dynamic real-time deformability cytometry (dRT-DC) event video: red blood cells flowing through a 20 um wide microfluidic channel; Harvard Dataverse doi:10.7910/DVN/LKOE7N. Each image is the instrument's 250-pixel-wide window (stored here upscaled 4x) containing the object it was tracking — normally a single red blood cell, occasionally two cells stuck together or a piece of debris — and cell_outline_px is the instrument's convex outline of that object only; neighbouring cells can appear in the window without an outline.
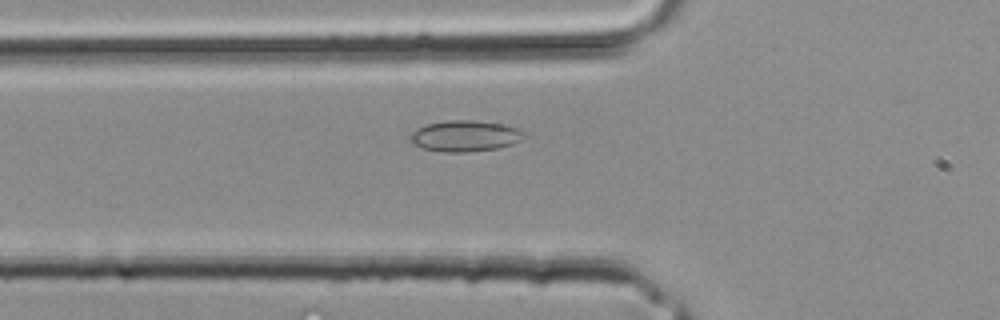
{"species": "common noctule bat (a hibernating species)", "species_latin": "Nyctalus noctula", "temperature_condition": "room temperature", "stored_images_in_passage": 4, "camera_frame_rate_fps": 3000, "um_per_image_px": 0.085, "animal": {"sex": "male", "body_mass_g": 20.4}, "frame": {"image": 1, "passage_image": 4, "time_ms": 1.0, "image_size_px": [1000, 320], "cell_outline_px": [[524, 136], [520, 140], [512, 144], [496, 148], [468, 152], [444, 152], [424, 148], [412, 144], [408, 140], [408, 136], [412, 132], [428, 124], [448, 120], [472, 120], [500, 124], [520, 128], [524, 132]], "centroid_in_image_um": [39.51, 11.56], "position_along_channel_um": 86.3, "area_um2": 20.46}}